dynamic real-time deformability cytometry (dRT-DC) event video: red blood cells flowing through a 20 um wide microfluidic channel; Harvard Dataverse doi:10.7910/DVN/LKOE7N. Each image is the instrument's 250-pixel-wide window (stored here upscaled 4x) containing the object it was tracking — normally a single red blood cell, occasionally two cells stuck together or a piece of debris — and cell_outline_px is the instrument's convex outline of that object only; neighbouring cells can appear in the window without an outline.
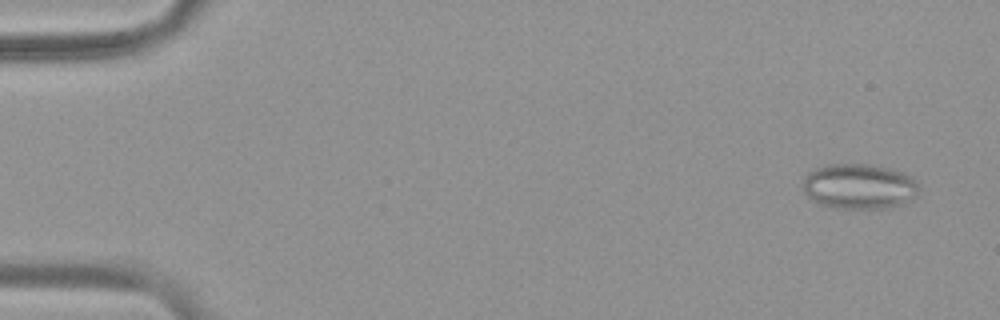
{"species": "common noctule bat (a hibernating species)", "species_latin": "Nyctalus noctula", "temperature_condition": "warm", "stored_images_in_passage": 53, "camera_frame_rate_fps": 3000, "um_per_image_px": 0.085, "animal": {"sex": "female", "body_mass_g": 19.9}, "frame": {"image": 1, "passage_image": 3, "time_ms": 0.667, "image_size_px": [1000, 320], "cell_outline_px": [[920, 188], [916, 196], [912, 200], [904, 204], [892, 208], [832, 208], [820, 204], [812, 200], [804, 192], [800, 184], [804, 176], [808, 172], [816, 168], [828, 164], [872, 164], [892, 168], [904, 172], [912, 176], [916, 180]], "centroid_in_image_um": [73.05, 15.84], "position_along_channel_um": 12.0, "area_um2": 31.44}}
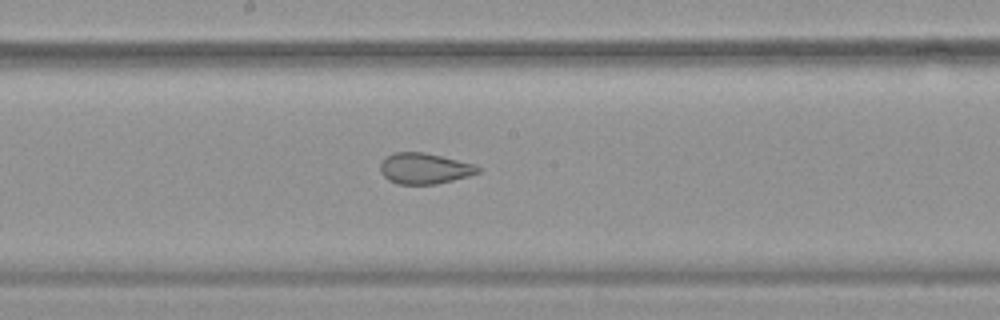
{"frame": {"image": 2, "passage_image": 29, "time_ms": 9.333, "image_size_px": [1000, 320], "cell_outline_px": [[484, 168], [480, 172], [468, 176], [436, 184], [396, 184], [388, 180], [380, 172], [380, 164], [384, 156], [396, 152], [424, 152], [476, 164]], "centroid_in_image_um": [36.08, 14.31], "position_along_channel_um": 212.1, "area_um2": 17.8}}
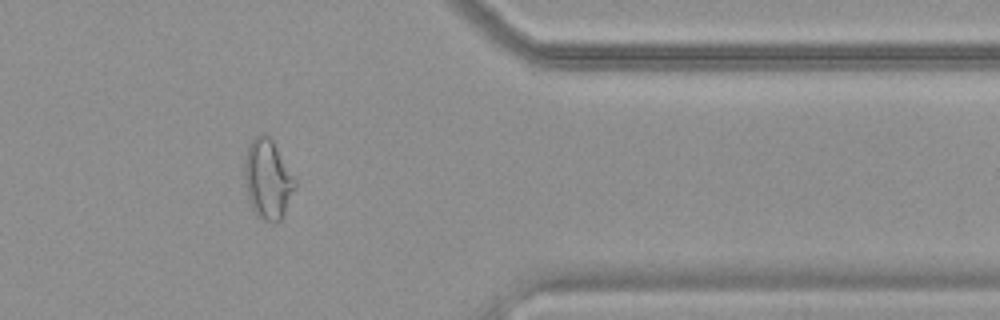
{"frame": {"image": 3, "passage_image": 44, "time_ms": 14.333, "image_size_px": [1000, 320], "cell_outline_px": [[296, 188], [284, 216], [280, 220], [272, 224], [260, 220], [256, 216], [248, 200], [244, 180], [244, 160], [248, 144], [260, 132], [264, 132], [272, 140], [296, 180]], "centroid_in_image_um": [22.75, 15.28], "position_along_channel_um": 388.7, "area_um2": 23.93}, "authors_computed_cell_mechanics": {"area_um2": 24.0448, "velocity_mm_per_s": 3.828, "shape_relaxation_time_tau1_ms": null, "shape_relaxation_time_tau2_ms": 1.2505, "deformation_change_tau1": null, "deformation_change_tau2": 0.0739}}